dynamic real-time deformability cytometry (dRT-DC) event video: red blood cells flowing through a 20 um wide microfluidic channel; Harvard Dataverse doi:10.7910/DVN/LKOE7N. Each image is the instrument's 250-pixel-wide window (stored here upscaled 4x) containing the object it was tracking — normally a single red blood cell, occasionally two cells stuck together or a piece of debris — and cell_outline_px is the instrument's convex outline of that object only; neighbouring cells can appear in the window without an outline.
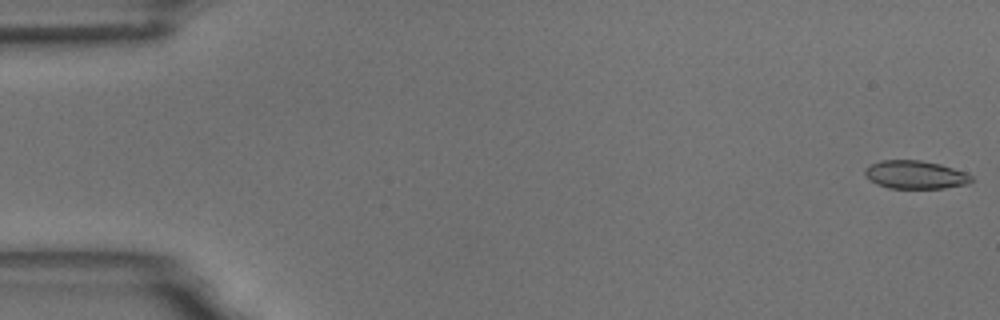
{"species": "common noctule bat (a hibernating species)", "species_latin": "Nyctalus noctula", "temperature_condition": "room temperature", "stored_images_in_passage": 48, "camera_frame_rate_fps": 3000, "um_per_image_px": 0.085, "animal": {"sex": "male", "body_mass_g": 18.8}, "frame": {"image": 1, "passage_image": 1, "time_ms": 0.0, "image_size_px": [1000, 320], "cell_outline_px": [[972, 180], [968, 184], [944, 188], [888, 188], [876, 184], [864, 172], [864, 168], [880, 160], [920, 160], [940, 164], [964, 172], [972, 176]], "centroid_in_image_um": [77.8, 14.85], "position_along_channel_um": 7.2, "area_um2": 17.34}}
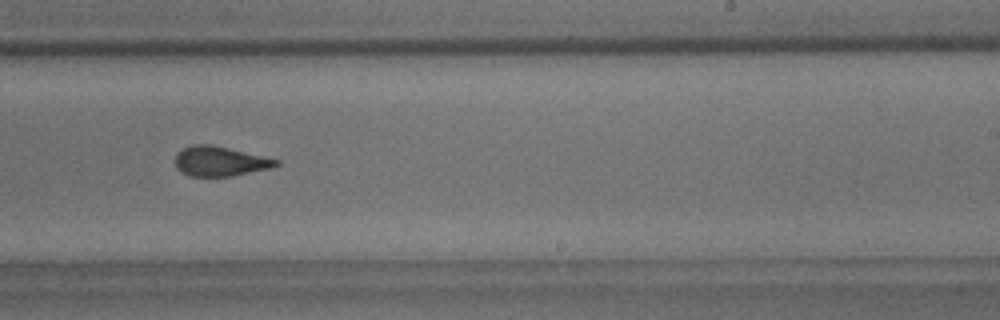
{"frame": {"image": 2, "passage_image": 36, "time_ms": 11.667, "image_size_px": [1000, 320], "cell_outline_px": [[280, 164], [272, 168], [232, 176], [192, 176], [180, 172], [176, 168], [176, 156], [184, 148], [192, 144], [212, 144], [280, 160]], "centroid_in_image_um": [18.72, 13.71], "position_along_channel_um": 270.3, "area_um2": 17.46}}
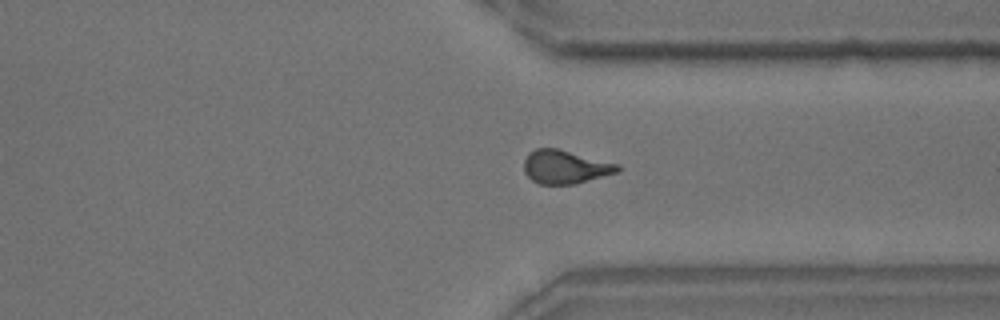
{"frame": {"image": 3, "passage_image": 44, "time_ms": 14.333, "image_size_px": [1000, 320], "cell_outline_px": [[620, 172], [576, 184], [536, 184], [524, 172], [524, 160], [528, 152], [536, 148], [556, 148], [620, 164]], "centroid_in_image_um": [48.05, 14.19], "position_along_channel_um": 363.3, "area_um2": 18.5}}